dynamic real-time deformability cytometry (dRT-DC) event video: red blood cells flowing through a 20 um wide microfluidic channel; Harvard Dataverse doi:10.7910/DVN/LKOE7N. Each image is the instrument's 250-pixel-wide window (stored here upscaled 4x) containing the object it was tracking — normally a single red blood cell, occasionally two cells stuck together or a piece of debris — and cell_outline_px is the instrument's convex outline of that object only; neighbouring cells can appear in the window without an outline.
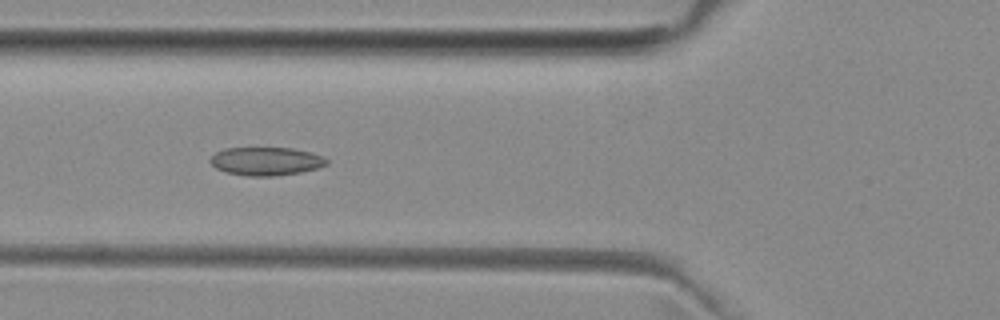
{"species": "common noctule bat (a hibernating species)", "species_latin": "Nyctalus noctula", "temperature_condition": "room temperature", "stored_images_in_passage": 41, "camera_frame_rate_fps": 3000, "um_per_image_px": 0.085, "animal": {"sex": "female", "body_mass_g": 29.2, "forearm_length_mm": 56.3}, "frame": {"image": 1, "passage_image": 12, "time_ms": 3.667, "image_size_px": [1000, 320], "cell_outline_px": [[328, 164], [316, 168], [300, 172], [276, 176], [248, 176], [224, 172], [216, 168], [208, 160], [216, 152], [224, 148], [292, 148], [312, 152], [324, 156], [328, 160]], "centroid_in_image_um": [22.62, 13.7], "position_along_channel_um": 103.2, "area_um2": 19.31}}
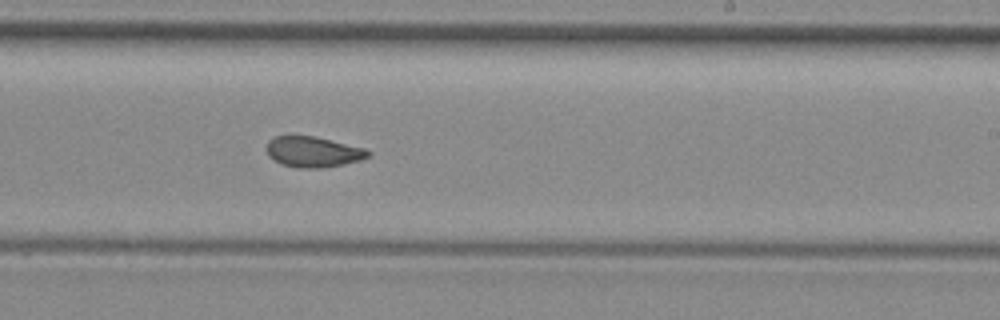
{"frame": {"image": 2, "passage_image": 24, "time_ms": 7.667, "image_size_px": [1000, 320], "cell_outline_px": [[372, 156], [360, 160], [344, 164], [324, 168], [296, 168], [280, 164], [268, 156], [264, 148], [268, 140], [276, 136], [316, 136], [364, 148], [372, 152]], "centroid_in_image_um": [26.6, 12.91], "position_along_channel_um": 262.4, "area_um2": 18.5}}
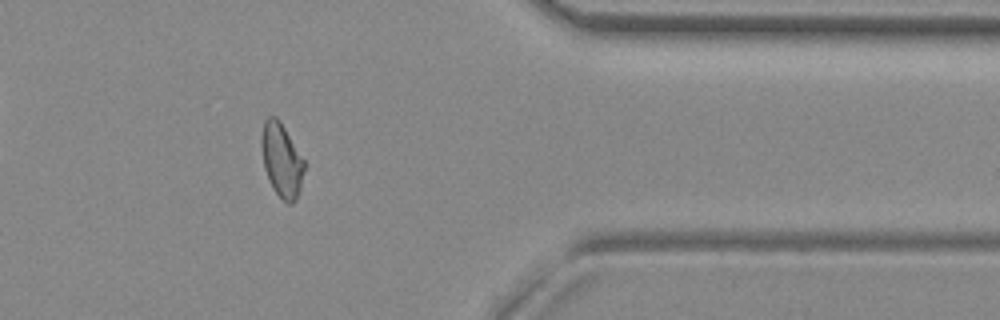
{"frame": {"image": 3, "passage_image": 35, "time_ms": 11.333, "image_size_px": [1000, 320], "cell_outline_px": [[308, 164], [296, 200], [292, 204], [288, 204], [276, 192], [264, 168], [260, 144], [260, 140], [264, 120], [268, 116], [276, 116], [280, 120]], "centroid_in_image_um": [23.97, 13.57], "position_along_channel_um": 387.4, "area_um2": 18.79}}